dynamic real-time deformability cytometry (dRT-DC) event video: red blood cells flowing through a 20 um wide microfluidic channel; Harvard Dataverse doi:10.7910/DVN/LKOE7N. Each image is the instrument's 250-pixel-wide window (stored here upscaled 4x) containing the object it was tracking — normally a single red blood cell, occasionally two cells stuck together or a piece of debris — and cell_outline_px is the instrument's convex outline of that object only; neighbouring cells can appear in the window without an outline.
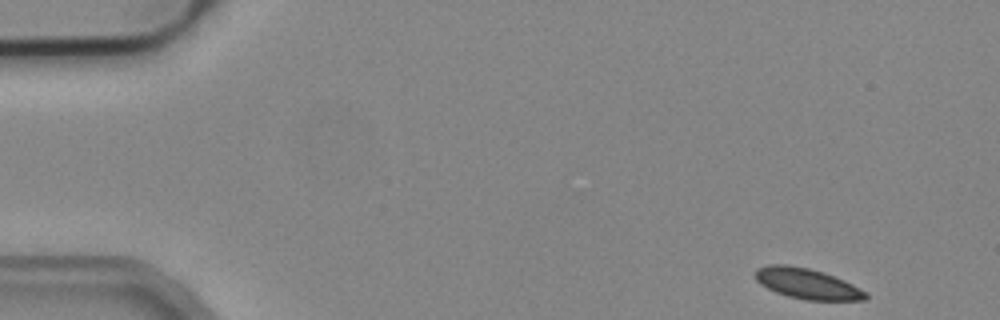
{"species": "common noctule bat (a hibernating species)", "species_latin": "Nyctalus noctula", "temperature_condition": "cold", "stored_images_in_passage": 17, "camera_frame_rate_fps": 3000, "um_per_image_px": 0.085, "animal": {"sex": "male", "body_mass_g": 19.2, "forearm_length_mm": 51.8}, "frame": {"image": 1, "passage_image": 1, "time_ms": 0.0, "image_size_px": [1000, 320], "cell_outline_px": [[868, 300], [808, 300], [788, 296], [776, 292], [760, 284], [756, 280], [756, 268], [768, 264], [788, 264], [808, 268], [824, 272], [844, 280], [868, 292]], "centroid_in_image_um": [68.62, 24.1], "position_along_channel_um": 16.4, "area_um2": 19.71}}
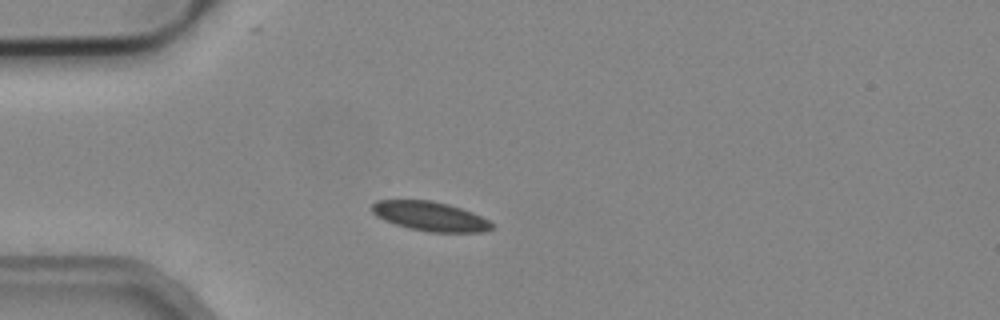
{"frame": {"image": 2, "passage_image": 11, "time_ms": 3.333, "image_size_px": [1000, 320], "cell_outline_px": [[496, 228], [484, 232], [428, 232], [408, 228], [384, 220], [376, 216], [372, 212], [372, 204], [376, 200], [432, 200], [448, 204], [472, 212], [488, 220]], "centroid_in_image_um": [36.57, 18.39], "position_along_channel_um": 48.4, "area_um2": 20.58}}